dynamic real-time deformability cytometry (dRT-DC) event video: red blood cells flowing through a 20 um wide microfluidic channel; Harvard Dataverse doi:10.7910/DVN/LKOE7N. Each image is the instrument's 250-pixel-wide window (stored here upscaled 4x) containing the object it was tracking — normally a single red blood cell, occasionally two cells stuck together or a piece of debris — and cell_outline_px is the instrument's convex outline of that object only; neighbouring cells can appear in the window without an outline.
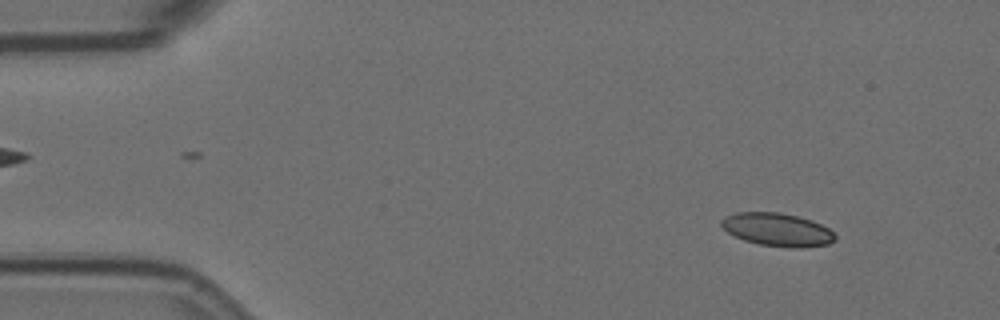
{"species": "Egyptian fruit bat (a non-hibernating species)", "species_latin": "Rousettus aegyptiacus", "temperature_condition": "room temperature", "stored_images_in_passage": 57, "camera_frame_rate_fps": 3000, "um_per_image_px": 0.085, "animal": {"sex": "female"}, "frame": {"image": 1, "passage_image": 6, "time_ms": 1.667, "image_size_px": [1000, 320], "cell_outline_px": [[836, 240], [828, 244], [800, 248], [788, 248], [760, 244], [744, 240], [728, 232], [720, 224], [720, 220], [724, 216], [736, 212], [780, 212], [812, 220], [828, 228], [836, 236]], "centroid_in_image_um": [66.07, 19.51], "position_along_channel_um": 18.9, "area_um2": 21.96}}
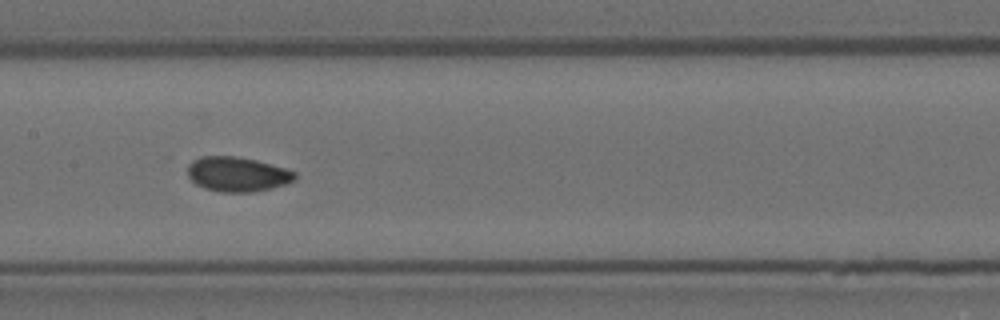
{"frame": {"image": 2, "passage_image": 28, "time_ms": 9.0, "image_size_px": [1000, 320], "cell_outline_px": [[296, 180], [288, 184], [272, 188], [252, 192], [220, 192], [204, 188], [196, 184], [188, 176], [188, 164], [192, 160], [200, 156], [232, 156], [256, 160], [284, 168], [296, 172]], "centroid_in_image_um": [20.18, 14.81], "position_along_channel_um": 187.2, "area_um2": 21.79}}
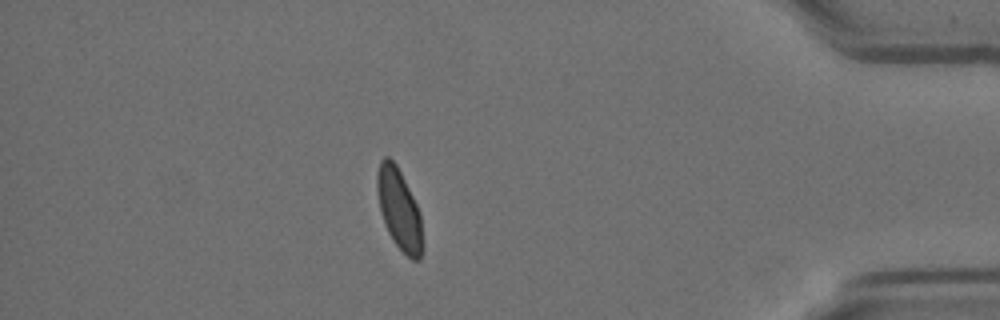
{"frame": {"image": 3, "passage_image": 50, "time_ms": 16.333, "image_size_px": [1000, 320], "cell_outline_px": [[420, 260], [412, 260], [392, 240], [384, 224], [380, 212], [376, 188], [376, 176], [380, 160], [384, 156], [388, 156], [396, 164], [420, 212]], "centroid_in_image_um": [33.86, 17.73], "position_along_channel_um": 401.3, "area_um2": 20.87}, "authors_computed_cell_mechanics": {"area_um2": 21.5594, "velocity_mm_per_s": 3.5072, "shape_relaxation_time_tau1_ms": 4.1731, "shape_relaxation_time_tau2_ms": 0.8113, "deformation_change_tau1": 0.0956, "deformation_change_tau2": 0.0379}}